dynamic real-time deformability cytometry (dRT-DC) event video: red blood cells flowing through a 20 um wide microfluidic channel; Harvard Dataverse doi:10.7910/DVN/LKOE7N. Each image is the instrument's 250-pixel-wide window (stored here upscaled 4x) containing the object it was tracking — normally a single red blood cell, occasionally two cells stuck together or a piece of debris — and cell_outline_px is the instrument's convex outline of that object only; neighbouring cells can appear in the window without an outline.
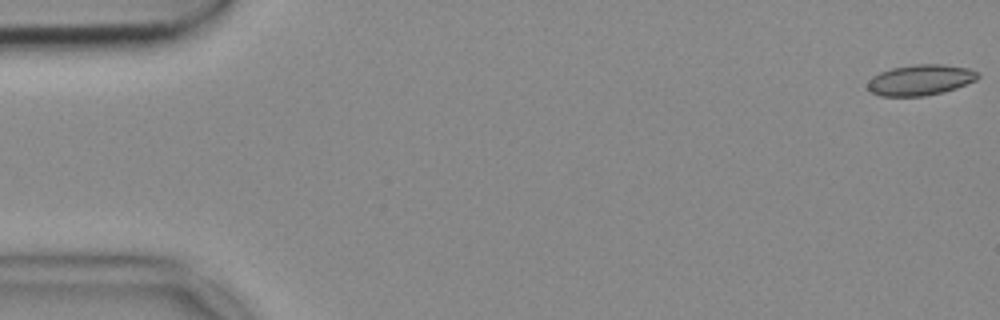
{"species": "common noctule bat (a hibernating species)", "species_latin": "Nyctalus noctula", "temperature_condition": "cold", "stored_images_in_passage": 53, "camera_frame_rate_fps": 3000, "um_per_image_px": 0.085, "animal": {"sex": "female", "body_mass_g": 18.4}, "frame": {"image": 1, "passage_image": 1, "time_ms": 0.0, "image_size_px": [1000, 320], "cell_outline_px": [[980, 76], [976, 80], [956, 88], [944, 92], [924, 96], [880, 96], [872, 92], [868, 88], [868, 80], [872, 76], [880, 72], [892, 68], [916, 64], [944, 64], [968, 68], [980, 72]], "centroid_in_image_um": [78.26, 6.79], "position_along_channel_um": 6.7, "area_um2": 19.83}}
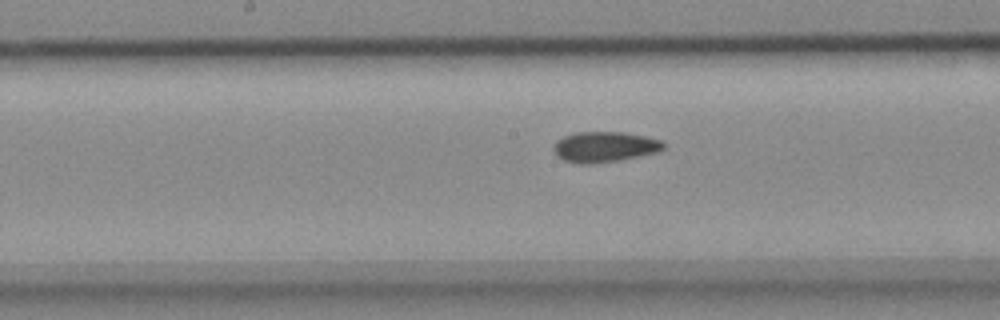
{"frame": {"image": 2, "passage_image": 27, "time_ms": 8.667, "image_size_px": [1000, 320], "cell_outline_px": [[664, 148], [660, 152], [620, 160], [592, 164], [580, 164], [564, 160], [556, 156], [552, 148], [556, 140], [564, 136], [576, 132], [624, 132], [664, 140]], "centroid_in_image_um": [51.39, 12.49], "position_along_channel_um": 196.8, "area_um2": 19.83}}
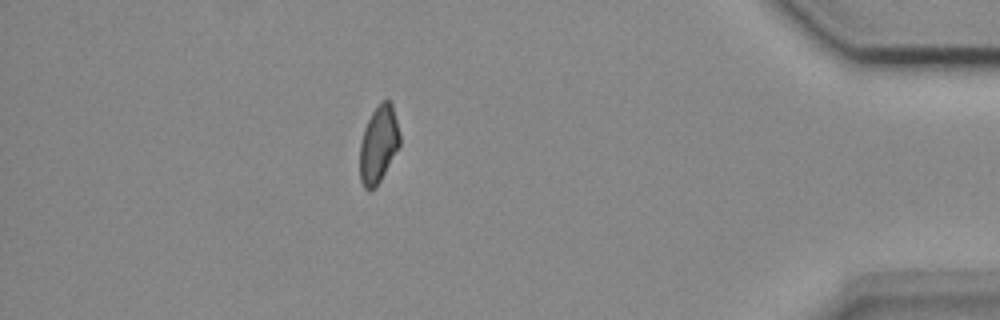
{"frame": {"image": 3, "passage_image": 47, "time_ms": 15.333, "image_size_px": [1000, 320], "cell_outline_px": [[400, 144], [376, 188], [368, 192], [364, 188], [360, 180], [360, 144], [364, 128], [372, 112], [384, 100], [388, 100], [392, 104], [400, 136]], "centroid_in_image_um": [32.15, 12.32], "position_along_channel_um": 403.0, "area_um2": 17.74}}